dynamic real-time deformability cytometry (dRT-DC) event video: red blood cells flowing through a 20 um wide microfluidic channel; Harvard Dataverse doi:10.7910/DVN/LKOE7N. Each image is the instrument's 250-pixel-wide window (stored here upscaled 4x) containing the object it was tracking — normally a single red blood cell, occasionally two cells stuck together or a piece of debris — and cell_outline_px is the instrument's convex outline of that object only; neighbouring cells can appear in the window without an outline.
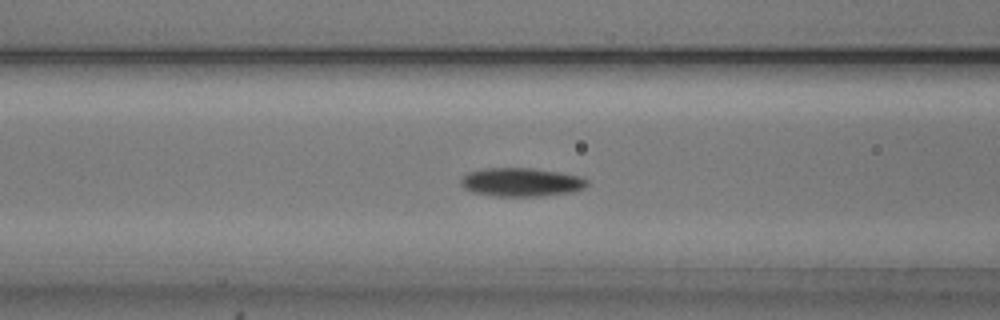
{"species": "common noctule bat (a hibernating species)", "species_latin": "Nyctalus noctula", "temperature_condition": "cold", "stored_images_in_passage": 52, "camera_frame_rate_fps": 3000, "um_per_image_px": 0.085, "animal": {"sex": "male", "body_mass_g": 20.5, "forearm_length_mm": 52.5}, "frame": {"image": 1, "passage_image": 20, "time_ms": 6.333, "image_size_px": [1000, 320], "cell_outline_px": [[588, 184], [584, 188], [572, 192], [544, 196], [496, 196], [472, 192], [464, 188], [460, 184], [460, 180], [468, 172], [484, 168], [532, 168], [560, 172], [580, 176], [588, 180]], "centroid_in_image_um": [44.32, 15.48], "position_along_channel_um": 122.3, "area_um2": 21.15}}
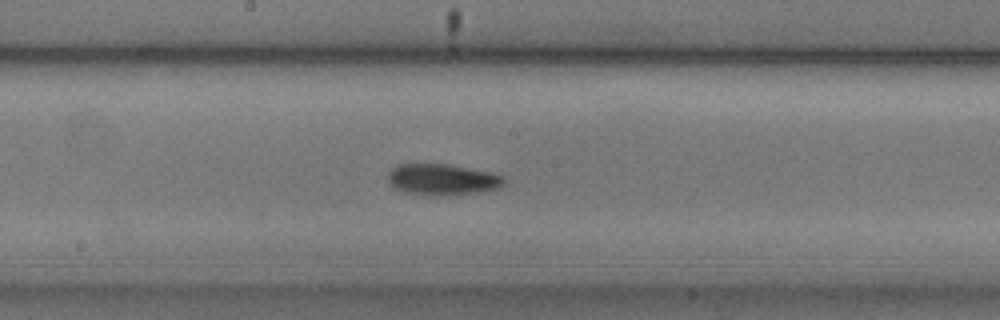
{"frame": {"image": 2, "passage_image": 27, "time_ms": 8.667, "image_size_px": [1000, 320], "cell_outline_px": [[504, 184], [500, 188], [480, 192], [436, 196], [428, 196], [404, 192], [396, 188], [388, 180], [388, 172], [396, 164], [448, 164], [492, 172], [504, 176]], "centroid_in_image_um": [37.61, 15.26], "position_along_channel_um": 210.6, "area_um2": 21.27}}
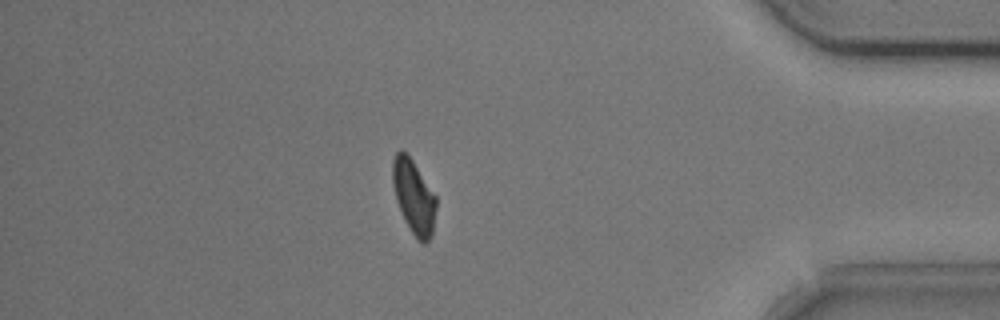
{"frame": {"image": 3, "passage_image": 45, "time_ms": 14.667, "image_size_px": [1000, 320], "cell_outline_px": [[436, 208], [432, 236], [424, 244], [416, 240], [404, 220], [396, 200], [392, 180], [392, 160], [396, 152], [400, 148], [412, 160], [436, 196]], "centroid_in_image_um": [35.16, 16.75], "position_along_channel_um": 400.0, "area_um2": 18.79}, "authors_computed_cell_mechanics": {"area_um2": 19.9121, "velocity_mm_per_s": 3.7732, "shape_relaxation_time_tau1_ms": 2.87, "shape_relaxation_time_tau2_ms": 8.4237, "deformation_change_tau1": 0.1074, "deformation_change_tau2": 0.1471}}